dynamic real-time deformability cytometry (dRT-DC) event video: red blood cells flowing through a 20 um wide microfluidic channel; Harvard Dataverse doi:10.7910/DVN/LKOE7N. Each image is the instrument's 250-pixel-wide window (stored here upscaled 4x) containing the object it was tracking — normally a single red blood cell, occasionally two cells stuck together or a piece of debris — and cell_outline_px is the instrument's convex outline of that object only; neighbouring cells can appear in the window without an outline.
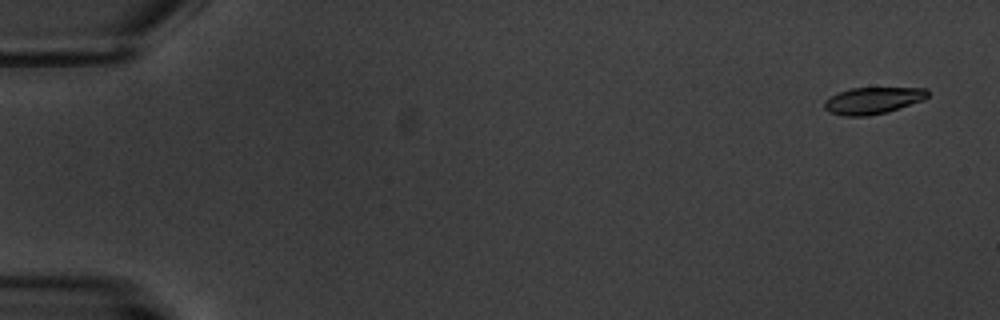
{"species": "common noctule bat (a hibernating species)", "species_latin": "Nyctalus noctula", "temperature_condition": "warm", "stored_images_in_passage": 14, "camera_frame_rate_fps": 3000, "um_per_image_px": 0.085, "animal": {"sex": "male", "body_mass_g": 20.1, "forearm_length_mm": 53.5}, "frame": {"image": 1, "passage_image": 1, "time_ms": 0.0, "image_size_px": [1000, 320], "cell_outline_px": [[928, 96], [924, 100], [888, 112], [868, 116], [844, 116], [828, 112], [824, 108], [824, 100], [840, 92], [852, 88], [928, 88]], "centroid_in_image_um": [74.2, 8.56], "position_along_channel_um": 10.8, "area_um2": 16.13}}
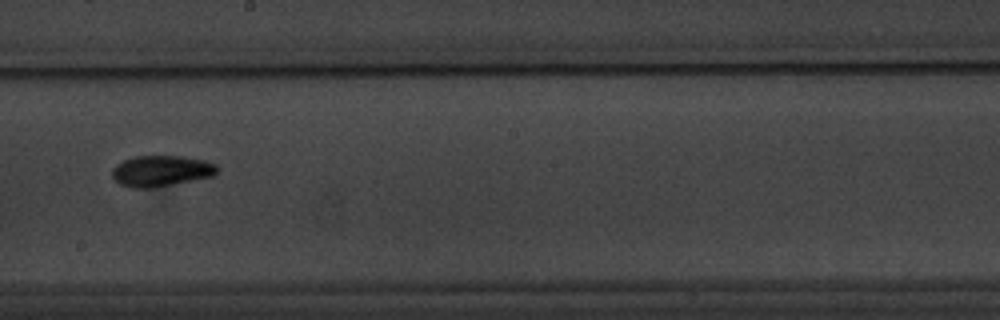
{"frame": {"image": 2, "passage_image": 8, "time_ms": 10.667, "image_size_px": [1000, 320], "cell_outline_px": [[220, 168], [216, 176], [148, 188], [128, 188], [120, 184], [112, 176], [112, 168], [116, 164], [124, 160], [136, 156], [184, 156], [204, 160], [216, 164]], "centroid_in_image_um": [13.73, 14.52], "position_along_channel_um": 234.5, "area_um2": 19.07}}
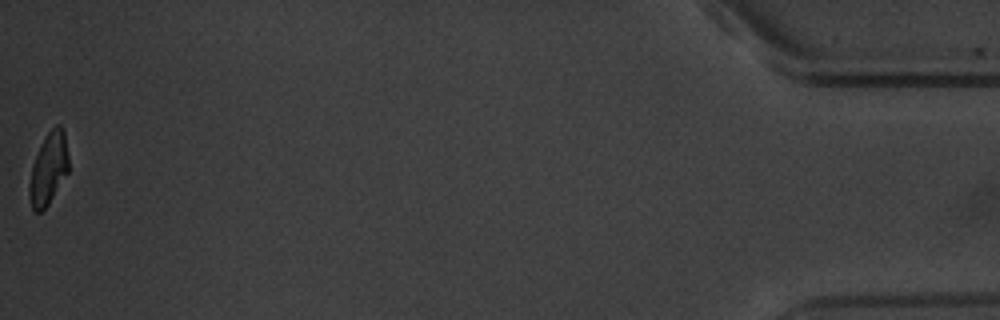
{"frame": {"image": 3, "passage_image": 14, "time_ms": 19.0, "image_size_px": [1000, 320], "cell_outline_px": [[68, 172], [48, 204], [40, 212], [36, 212], [32, 208], [28, 192], [28, 184], [32, 164], [48, 132], [56, 124], [60, 124], [64, 128], [68, 156]], "centroid_in_image_um": [4.12, 14.33], "position_along_channel_um": 431.1, "area_um2": 16.3}, "authors_computed_cell_mechanics": {"area_um2": 17.9758, "velocity_mm_per_s": 3.4455, "shape_relaxation_time_tau1_ms": 3.79, "shape_relaxation_time_tau2_ms": 2.5299, "deformation_change_tau1": 0.114, "deformation_change_tau2": 0.0647}}